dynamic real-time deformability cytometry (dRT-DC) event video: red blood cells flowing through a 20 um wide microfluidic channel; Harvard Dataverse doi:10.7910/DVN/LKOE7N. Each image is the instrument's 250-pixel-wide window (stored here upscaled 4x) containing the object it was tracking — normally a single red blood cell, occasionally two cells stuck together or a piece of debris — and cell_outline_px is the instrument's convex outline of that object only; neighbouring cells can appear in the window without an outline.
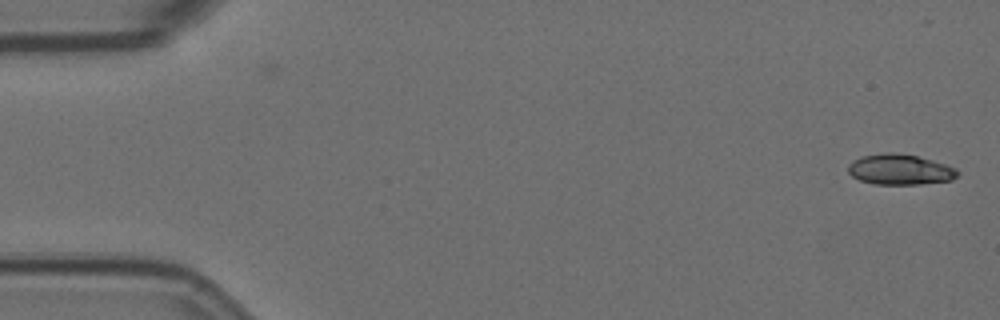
{"species": "Egyptian fruit bat (a non-hibernating species)", "species_latin": "Rousettus aegyptiacus", "temperature_condition": "room temperature", "stored_images_in_passage": 16, "camera_frame_rate_fps": 3000, "um_per_image_px": 0.085, "animal": {"sex": "female"}, "frame": {"image": 1, "passage_image": 1, "time_ms": 0.0, "image_size_px": [1000, 320], "cell_outline_px": [[960, 172], [952, 180], [920, 184], [872, 184], [860, 180], [852, 176], [848, 172], [848, 164], [852, 160], [860, 156], [884, 152], [896, 152], [916, 156], [932, 160], [956, 168]], "centroid_in_image_um": [76.46, 14.4], "position_along_channel_um": 8.5, "area_um2": 19.59}}
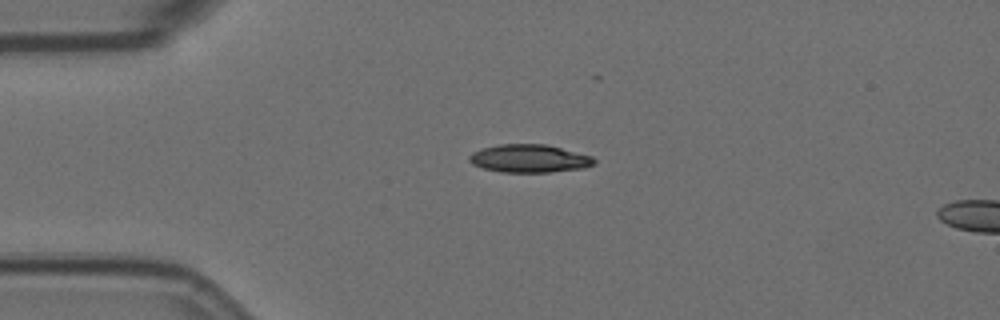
{"frame": {"image": 2, "passage_image": 13, "time_ms": 4.0, "image_size_px": [1000, 320], "cell_outline_px": [[596, 164], [584, 168], [548, 172], [500, 172], [484, 168], [472, 164], [468, 160], [468, 156], [472, 152], [480, 148], [500, 144], [544, 144], [592, 156], [596, 160]], "centroid_in_image_um": [44.97, 13.47], "position_along_channel_um": 40.0, "area_um2": 20.4}}